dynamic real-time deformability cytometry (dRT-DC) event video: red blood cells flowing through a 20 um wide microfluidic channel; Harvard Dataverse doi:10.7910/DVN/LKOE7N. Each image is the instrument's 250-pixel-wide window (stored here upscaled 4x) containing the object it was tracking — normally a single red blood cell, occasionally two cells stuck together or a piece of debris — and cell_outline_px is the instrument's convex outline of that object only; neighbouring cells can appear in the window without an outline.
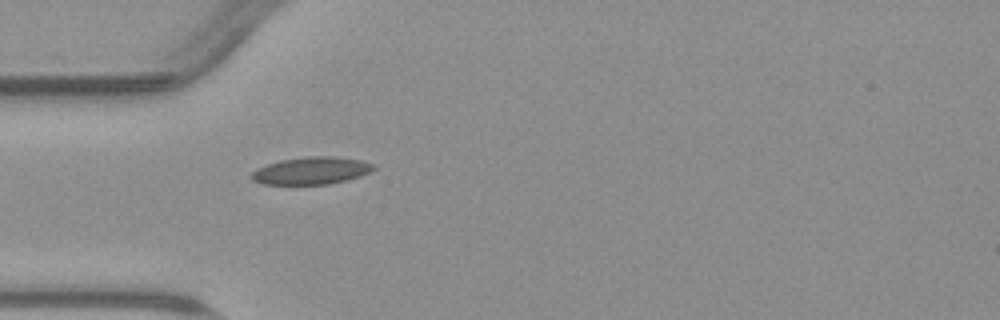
{"species": "common noctule bat (a hibernating species)", "species_latin": "Nyctalus noctula", "temperature_condition": "warm", "stored_images_in_passage": 39, "camera_frame_rate_fps": 3000, "um_per_image_px": 0.085, "animal": {"sex": "male", "body_mass_g": 23.1, "forearm_length_mm": 52.7}, "frame": {"image": 1, "passage_image": 1, "time_ms": 0.0, "image_size_px": [1000, 320], "cell_outline_px": [[376, 168], [360, 176], [348, 180], [328, 184], [264, 184], [252, 180], [248, 176], [256, 168], [280, 160], [308, 156], [336, 156], [360, 160], [376, 164]], "centroid_in_image_um": [26.46, 14.5], "position_along_channel_um": 58.5, "area_um2": 19.59}}
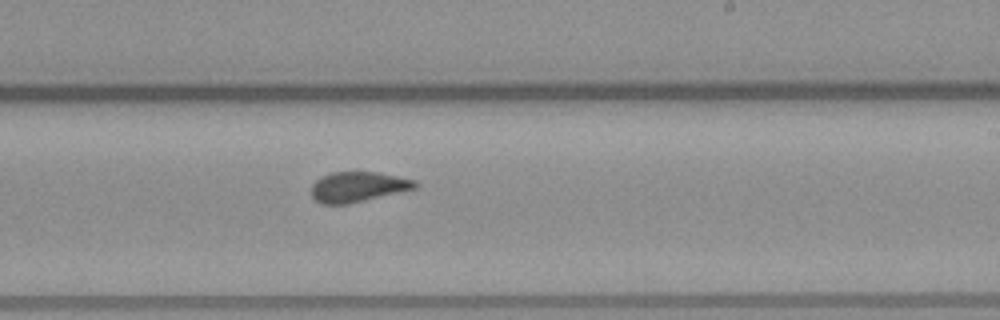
{"frame": {"image": 2, "passage_image": 17, "time_ms": 5.333, "image_size_px": [1000, 320], "cell_outline_px": [[420, 184], [416, 188], [348, 204], [320, 204], [312, 196], [312, 184], [316, 180], [332, 172], [376, 172], [416, 180]], "centroid_in_image_um": [30.43, 15.88], "position_along_channel_um": 258.6, "area_um2": 18.09}}
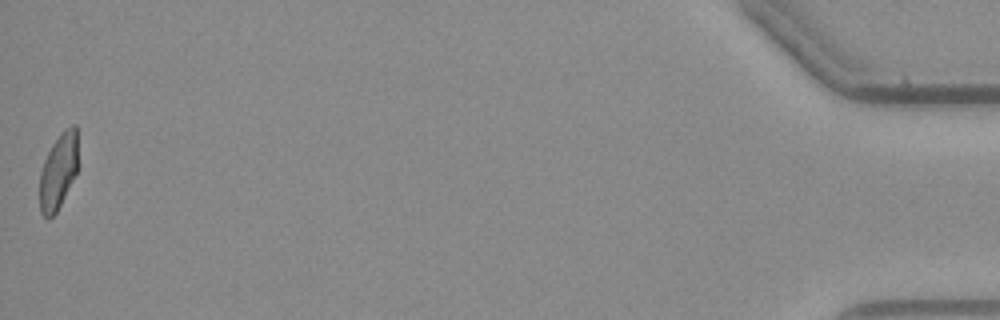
{"frame": {"image": 3, "passage_image": 39, "time_ms": 12.667, "image_size_px": [1000, 320], "cell_outline_px": [[76, 172], [56, 212], [48, 220], [40, 212], [40, 172], [44, 160], [52, 144], [60, 132], [64, 128], [72, 124], [76, 124]], "centroid_in_image_um": [4.93, 14.54], "position_along_channel_um": 430.3, "area_um2": 16.53}}